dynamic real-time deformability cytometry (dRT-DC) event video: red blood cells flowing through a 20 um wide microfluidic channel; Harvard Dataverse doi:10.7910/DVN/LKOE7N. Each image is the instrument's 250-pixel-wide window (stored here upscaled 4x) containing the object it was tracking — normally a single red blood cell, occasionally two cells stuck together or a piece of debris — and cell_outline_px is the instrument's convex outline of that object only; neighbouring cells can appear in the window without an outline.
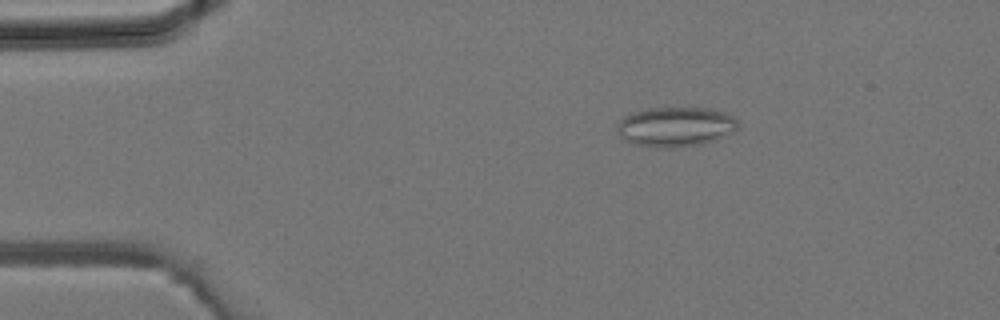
{"species": "common noctule bat (a hibernating species)", "species_latin": "Nyctalus noctula", "temperature_condition": "room temperature", "stored_images_in_passage": 4, "camera_frame_rate_fps": 3000, "um_per_image_px": 0.085, "animal": {"sex": "male", "body_mass_g": 19.2, "forearm_length_mm": 51.8}, "frame": {"image": 1, "passage_image": 2, "time_ms": 0.333, "image_size_px": [1000, 320], "cell_outline_px": [[740, 128], [736, 132], [716, 140], [704, 144], [672, 148], [656, 148], [636, 144], [624, 140], [620, 136], [616, 128], [616, 124], [624, 116], [648, 108], [712, 108], [732, 116], [736, 120]], "centroid_in_image_um": [57.45, 10.79], "position_along_channel_um": 27.5, "area_um2": 28.32}}